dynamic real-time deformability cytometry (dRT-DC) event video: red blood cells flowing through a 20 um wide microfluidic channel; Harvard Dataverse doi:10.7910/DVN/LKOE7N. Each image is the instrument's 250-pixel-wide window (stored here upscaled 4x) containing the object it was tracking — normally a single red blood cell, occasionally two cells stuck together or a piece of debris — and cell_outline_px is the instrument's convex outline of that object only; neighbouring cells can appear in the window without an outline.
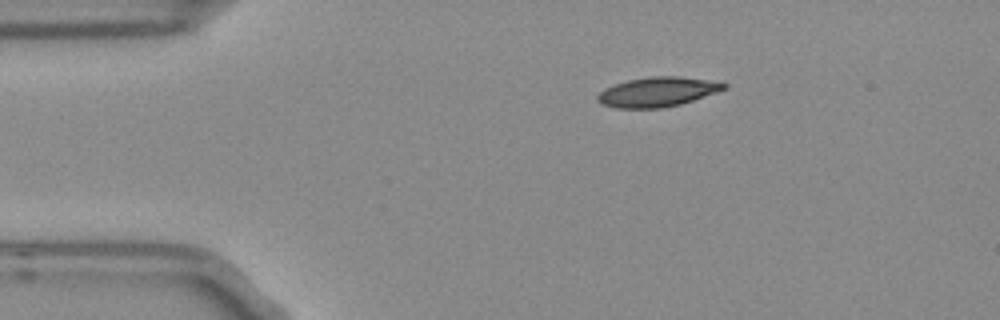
{"species": "Egyptian fruit bat (a non-hibernating species)", "species_latin": "Rousettus aegyptiacus", "temperature_condition": "room temperature", "stored_images_in_passage": 3, "segment_of_instrument_passage": [2, 2], "camera_frame_rate_fps": 3000, "um_per_image_px": 0.085, "frame": {"image": 1, "passage_image": 3, "time_ms": 0.667, "image_size_px": [1000, 320], "cell_outline_px": [[728, 88], [680, 104], [664, 108], [616, 108], [600, 104], [596, 100], [596, 96], [604, 88], [628, 80], [652, 76], [680, 76], [720, 80], [728, 84]], "centroid_in_image_um": [55.92, 7.8], "position_along_channel_um": 29.1, "area_um2": 22.14}}